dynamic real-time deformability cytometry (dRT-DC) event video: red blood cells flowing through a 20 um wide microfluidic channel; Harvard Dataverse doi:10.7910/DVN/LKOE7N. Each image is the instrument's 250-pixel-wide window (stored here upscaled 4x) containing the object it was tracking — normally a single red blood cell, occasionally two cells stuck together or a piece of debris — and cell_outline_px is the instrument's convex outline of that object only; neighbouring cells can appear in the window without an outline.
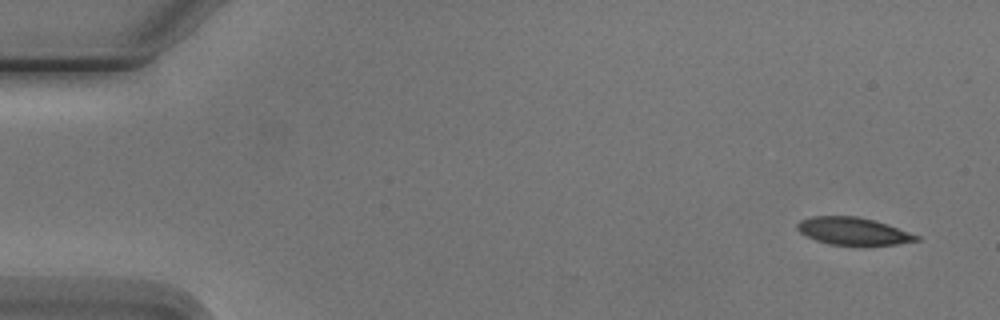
{"species": "Egyptian fruit bat (a non-hibernating species)", "species_latin": "Rousettus aegyptiacus", "temperature_condition": "cold", "stored_images_in_passage": 5, "camera_frame_rate_fps": 3000, "um_per_image_px": 0.085, "animal": {"sex": "male"}, "frame": {"image": 1, "passage_image": 1, "time_ms": 0.0, "image_size_px": [1000, 320], "cell_outline_px": [[920, 240], [896, 244], [828, 244], [816, 240], [800, 232], [796, 228], [796, 224], [800, 220], [812, 216], [856, 216], [888, 224], [920, 236]], "centroid_in_image_um": [72.5, 19.63], "position_along_channel_um": 12.5, "area_um2": 18.73}}